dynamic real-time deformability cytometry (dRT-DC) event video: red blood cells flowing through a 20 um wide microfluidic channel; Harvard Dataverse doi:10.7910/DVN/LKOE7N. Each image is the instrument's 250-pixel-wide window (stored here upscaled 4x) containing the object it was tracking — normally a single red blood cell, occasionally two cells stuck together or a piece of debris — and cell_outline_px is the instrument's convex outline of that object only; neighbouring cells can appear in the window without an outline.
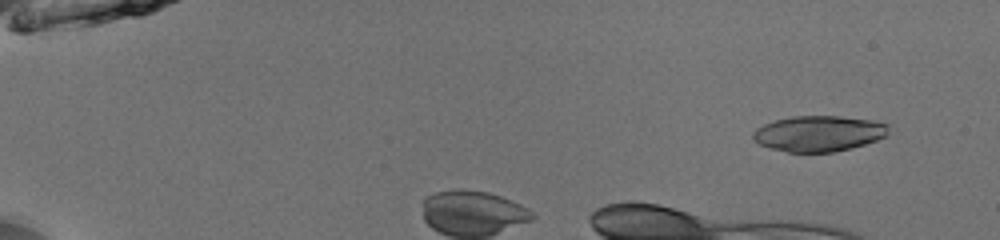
{"species": "common noctule bat (a hibernating species)", "species_latin": "Nyctalus noctula", "temperature_condition": "room temperature", "stored_images_in_passage": 37, "camera_frame_rate_fps": 3000, "um_per_image_px": 0.085, "animal": {"sex": "male", "body_mass_g": 13.0, "forearm_length_mm": 53.1}, "frame": {"image": 1, "passage_image": 5, "time_ms": 1.333, "image_size_px": [1000, 240], "cell_outline_px": [[888, 136], [852, 148], [832, 152], [788, 152], [768, 148], [752, 140], [752, 132], [756, 128], [764, 124], [776, 120], [792, 116], [840, 116], [872, 120], [888, 124]], "centroid_in_image_um": [69.58, 11.35], "position_along_channel_um": 15.4, "area_um2": 28.38}}
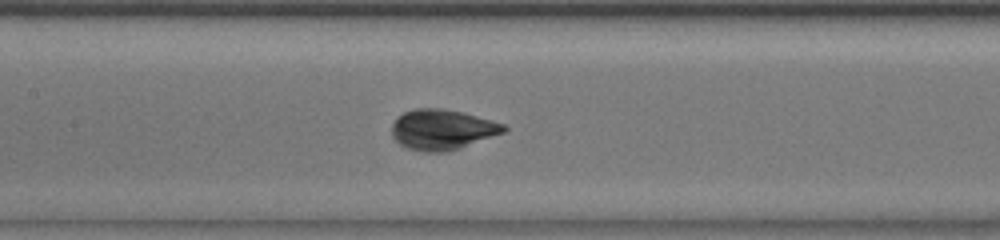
{"frame": {"image": 2, "passage_image": 17, "time_ms": 5.333, "image_size_px": [1000, 240], "cell_outline_px": [[508, 128], [504, 132], [460, 148], [448, 152], [424, 152], [408, 148], [400, 144], [392, 136], [392, 124], [404, 112], [416, 108], [444, 108], [476, 116], [504, 124]], "centroid_in_image_um": [37.58, 11.02], "position_along_channel_um": 169.8, "area_um2": 26.07}}
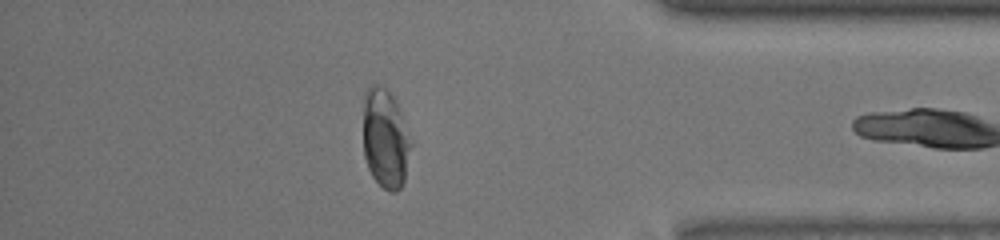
{"frame": {"image": 3, "passage_image": 36, "time_ms": 11.667, "image_size_px": [1000, 240], "cell_outline_px": [[412, 144], [404, 180], [400, 188], [396, 192], [388, 192], [372, 176], [368, 168], [364, 156], [364, 92], [372, 84], [380, 84], [396, 100], [412, 140]], "centroid_in_image_um": [32.76, 11.78], "position_along_channel_um": 402.4, "area_um2": 27.74}}